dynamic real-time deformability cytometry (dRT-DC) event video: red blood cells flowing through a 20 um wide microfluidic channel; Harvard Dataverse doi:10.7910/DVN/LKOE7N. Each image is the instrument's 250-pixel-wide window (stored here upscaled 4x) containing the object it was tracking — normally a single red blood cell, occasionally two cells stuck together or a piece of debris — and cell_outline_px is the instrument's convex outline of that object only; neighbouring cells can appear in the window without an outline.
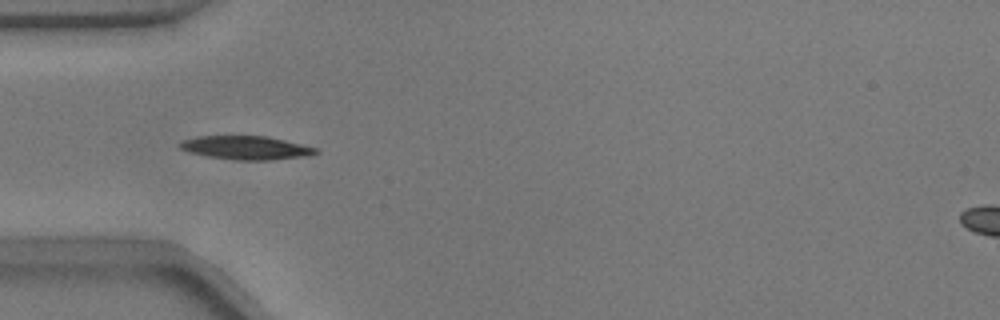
{"species": "common noctule bat (a hibernating species)", "species_latin": "Nyctalus noctula", "temperature_condition": "warm", "stored_images_in_passage": 38, "camera_frame_rate_fps": 3000, "um_per_image_px": 0.085, "animal": {"sex": "male", "body_mass_g": 17.9}, "frame": {"image": 1, "passage_image": 1, "time_ms": 0.0, "image_size_px": [1000, 320], "cell_outline_px": [[320, 152], [308, 156], [272, 160], [236, 160], [208, 156], [188, 152], [180, 148], [176, 144], [184, 140], [200, 136], [268, 136], [316, 148]], "centroid_in_image_um": [20.91, 12.56], "position_along_channel_um": 64.1, "area_um2": 18.61}}
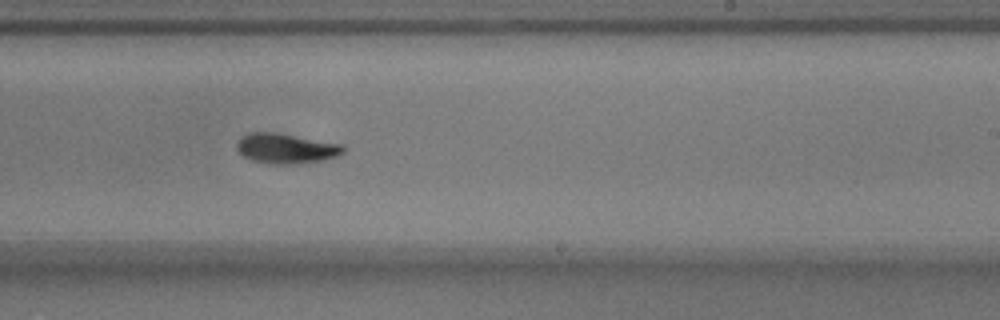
{"frame": {"image": 2, "passage_image": 17, "time_ms": 5.333, "image_size_px": [1000, 320], "cell_outline_px": [[344, 152], [336, 156], [320, 160], [292, 164], [272, 164], [252, 160], [244, 156], [236, 148], [236, 144], [240, 136], [248, 132], [276, 132], [344, 144]], "centroid_in_image_um": [24.28, 12.59], "position_along_channel_um": 264.7, "area_um2": 18.67}}
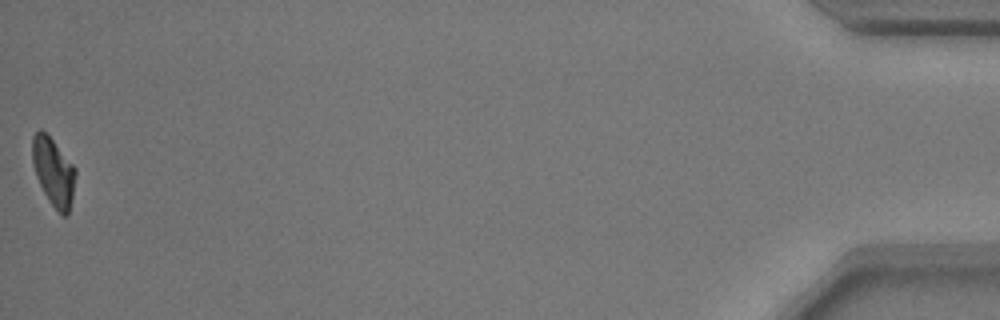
{"frame": {"image": 3, "passage_image": 38, "time_ms": 12.333, "image_size_px": [1000, 320], "cell_outline_px": [[76, 172], [72, 196], [68, 216], [64, 216], [48, 200], [36, 176], [32, 160], [32, 136], [40, 128], [52, 140], [76, 168]], "centroid_in_image_um": [4.53, 14.59], "position_along_channel_um": 430.7, "area_um2": 16.76}, "authors_computed_cell_mechanics": {"area_um2": 18.3515, "velocity_mm_per_s": 3.7751, "shape_relaxation_time_tau1_ms": 3.2415, "shape_relaxation_time_tau2_ms": 2.6683, "deformation_change_tau1": 0.1473, "deformation_change_tau2": 0.0754}}